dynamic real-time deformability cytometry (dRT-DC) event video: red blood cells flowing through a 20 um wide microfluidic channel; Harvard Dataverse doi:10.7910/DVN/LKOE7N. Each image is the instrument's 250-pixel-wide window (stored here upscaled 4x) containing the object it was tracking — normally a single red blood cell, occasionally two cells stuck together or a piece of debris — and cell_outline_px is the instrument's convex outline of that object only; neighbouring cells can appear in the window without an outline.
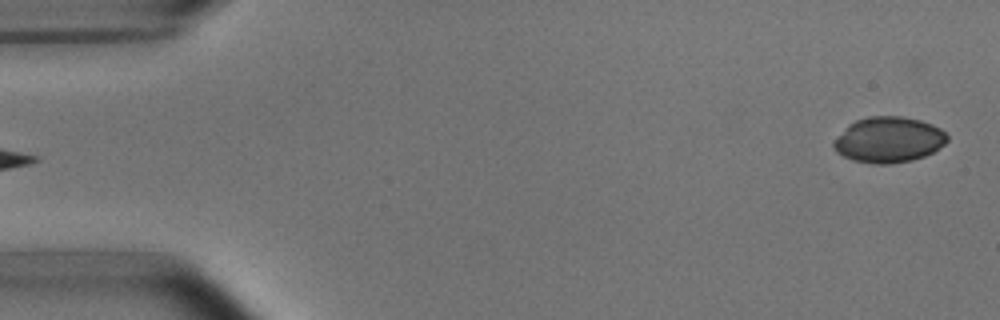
{"species": "common noctule bat (a hibernating species)", "species_latin": "Nyctalus noctula", "temperature_condition": "room temperature", "stored_images_in_passage": 2, "segment_of_instrument_passage": [2, 2], "camera_frame_rate_fps": 3000, "um_per_image_px": 0.085, "animal": {"sex": "male", "body_mass_g": 15.6}, "frame": {"image": 1, "passage_image": 2, "time_ms": 1.0, "image_size_px": [1000, 320], "cell_outline_px": [[948, 140], [944, 144], [932, 152], [924, 156], [912, 160], [888, 164], [876, 164], [852, 160], [836, 152], [832, 144], [836, 136], [848, 124], [856, 120], [868, 116], [900, 116], [920, 120], [932, 124], [940, 128], [948, 136]], "centroid_in_image_um": [75.51, 11.87], "position_along_channel_um": 9.5, "area_um2": 30.29}}